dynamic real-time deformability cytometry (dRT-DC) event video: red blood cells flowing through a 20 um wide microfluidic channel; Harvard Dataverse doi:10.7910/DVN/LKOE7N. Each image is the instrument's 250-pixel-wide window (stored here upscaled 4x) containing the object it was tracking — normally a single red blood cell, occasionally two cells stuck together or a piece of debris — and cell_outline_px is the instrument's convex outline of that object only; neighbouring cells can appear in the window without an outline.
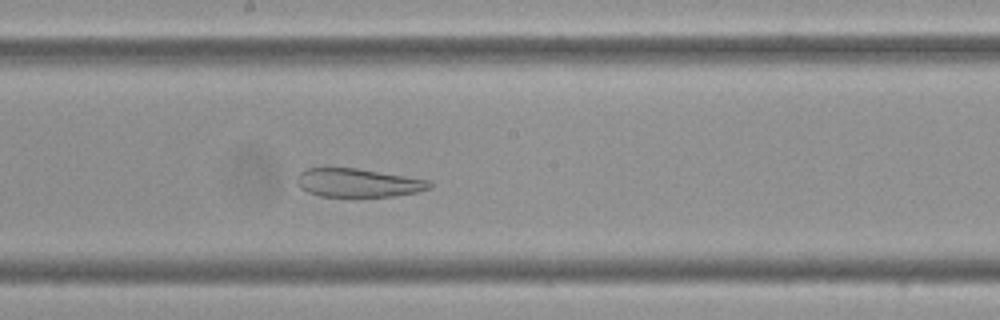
{"species": "Egyptian fruit bat (a non-hibernating species)", "species_latin": "Rousettus aegyptiacus", "temperature_condition": "cold", "stored_images_in_passage": 54, "camera_frame_rate_fps": 3000, "um_per_image_px": 0.085, "frame": {"image": 1, "passage_image": 28, "time_ms": 9.0, "image_size_px": [1000, 320], "cell_outline_px": [[432, 188], [416, 192], [392, 196], [320, 196], [308, 192], [300, 188], [300, 172], [308, 168], [356, 168], [428, 180], [432, 184]], "centroid_in_image_um": [30.47, 15.54], "position_along_channel_um": 217.7, "area_um2": 21.5}}
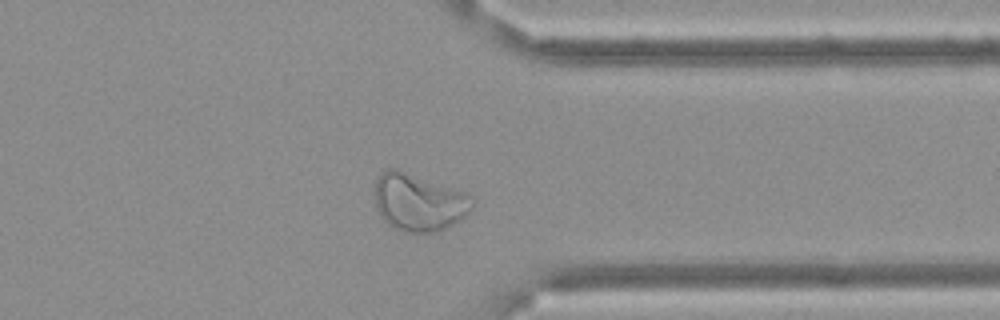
{"frame": {"image": 2, "passage_image": 42, "time_ms": 13.667, "image_size_px": [1000, 320], "cell_outline_px": [[476, 200], [472, 208], [460, 220], [444, 228], [432, 232], [408, 232], [396, 228], [388, 224], [380, 216], [376, 208], [376, 180], [388, 168], [396, 168], [468, 192]], "centroid_in_image_um": [35.64, 17.17], "position_along_channel_um": 375.8, "area_um2": 32.6}}
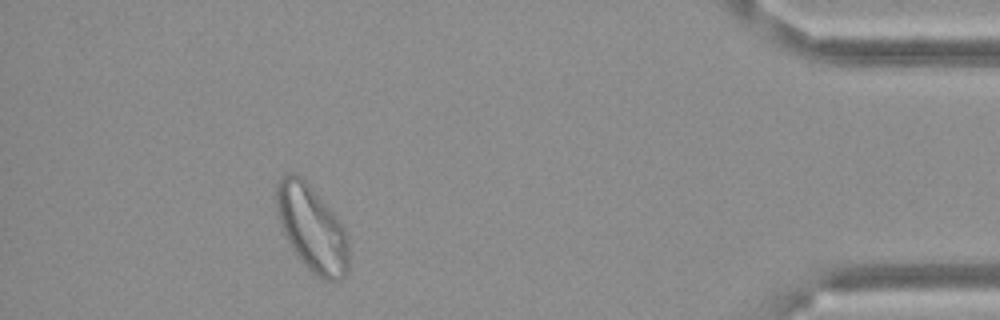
{"frame": {"image": 3, "passage_image": 49, "time_ms": 16.0, "image_size_px": [1000, 320], "cell_outline_px": [[348, 272], [340, 280], [324, 280], [308, 268], [300, 260], [292, 248], [284, 232], [276, 208], [276, 184], [284, 172], [292, 172], [300, 176], [308, 184], [340, 220], [344, 228], [348, 240]], "centroid_in_image_um": [26.51, 19.39], "position_along_channel_um": 408.7, "area_um2": 35.89}}